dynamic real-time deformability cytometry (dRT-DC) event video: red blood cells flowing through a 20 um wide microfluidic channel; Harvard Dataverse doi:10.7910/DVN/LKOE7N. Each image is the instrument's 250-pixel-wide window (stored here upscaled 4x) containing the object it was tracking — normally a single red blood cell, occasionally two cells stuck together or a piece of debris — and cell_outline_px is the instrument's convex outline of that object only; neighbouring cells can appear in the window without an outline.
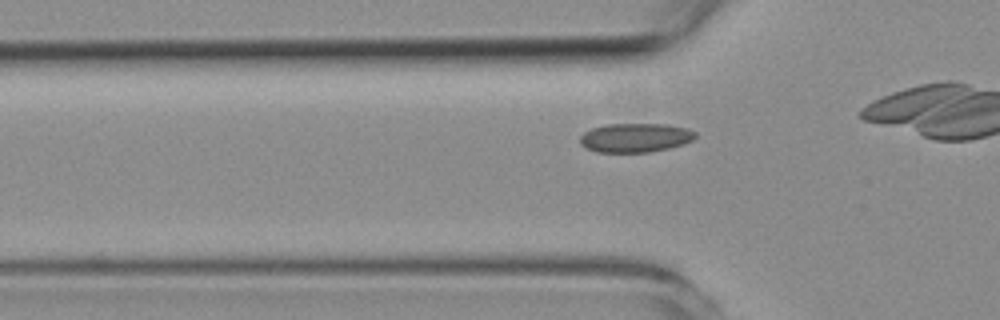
{"species": "common noctule bat (a hibernating species)", "species_latin": "Nyctalus noctula", "temperature_condition": "room temperature", "stored_images_in_passage": 38, "camera_frame_rate_fps": 3000, "um_per_image_px": 0.085, "animal": {"sex": "female", "body_mass_g": 19.3, "forearm_length_mm": 54.1}, "frame": {"image": 1, "passage_image": 13, "time_ms": 4.0, "image_size_px": [1000, 320], "cell_outline_px": [[696, 136], [692, 140], [668, 148], [648, 152], [596, 152], [580, 144], [580, 136], [584, 132], [592, 128], [608, 124], [664, 124], [688, 128], [696, 132]], "centroid_in_image_um": [53.98, 11.7], "position_along_channel_um": 71.8, "area_um2": 19.36}}
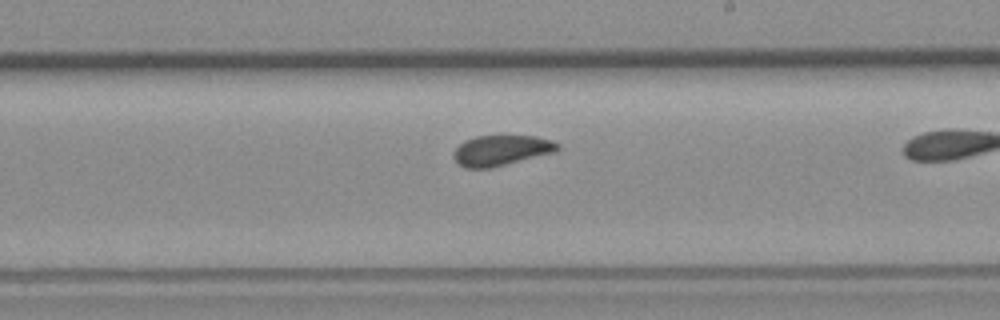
{"frame": {"image": 2, "passage_image": 27, "time_ms": 8.667, "image_size_px": [1000, 320], "cell_outline_px": [[560, 148], [556, 152], [492, 168], [464, 168], [452, 156], [452, 152], [464, 140], [476, 136], [536, 136], [552, 140], [560, 144]], "centroid_in_image_um": [42.62, 12.78], "position_along_channel_um": 246.4, "area_um2": 18.61}}
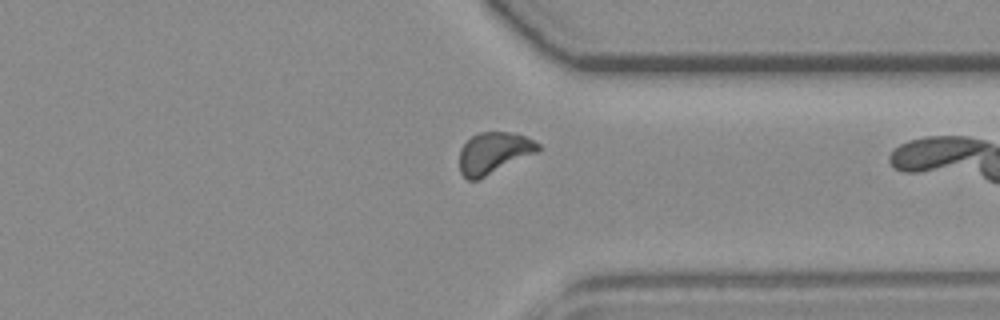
{"frame": {"image": 3, "passage_image": 37, "time_ms": 12.0, "image_size_px": [1000, 320], "cell_outline_px": [[540, 148], [536, 152], [480, 180], [468, 180], [460, 172], [460, 148], [472, 136], [480, 132], [508, 132], [524, 136], [540, 144]], "centroid_in_image_um": [41.94, 13.02], "position_along_channel_um": 369.5, "area_um2": 18.84}}